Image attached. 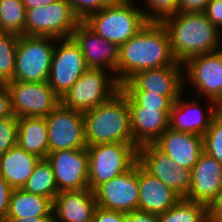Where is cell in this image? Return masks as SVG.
Segmentation results:
<instances>
[{
  "label": "cell",
  "mask_w": 222,
  "mask_h": 222,
  "mask_svg": "<svg viewBox=\"0 0 222 222\" xmlns=\"http://www.w3.org/2000/svg\"><path fill=\"white\" fill-rule=\"evenodd\" d=\"M175 62L165 28L160 22L149 21L119 47L118 74L114 77L121 85L140 71L171 66Z\"/></svg>",
  "instance_id": "1"
},
{
  "label": "cell",
  "mask_w": 222,
  "mask_h": 222,
  "mask_svg": "<svg viewBox=\"0 0 222 222\" xmlns=\"http://www.w3.org/2000/svg\"><path fill=\"white\" fill-rule=\"evenodd\" d=\"M160 23L168 34L170 49L177 62L183 64L190 57L219 50L221 32L204 12H177Z\"/></svg>",
  "instance_id": "2"
},
{
  "label": "cell",
  "mask_w": 222,
  "mask_h": 222,
  "mask_svg": "<svg viewBox=\"0 0 222 222\" xmlns=\"http://www.w3.org/2000/svg\"><path fill=\"white\" fill-rule=\"evenodd\" d=\"M87 146L101 143H134L127 94L120 88L109 100L83 112Z\"/></svg>",
  "instance_id": "3"
},
{
  "label": "cell",
  "mask_w": 222,
  "mask_h": 222,
  "mask_svg": "<svg viewBox=\"0 0 222 222\" xmlns=\"http://www.w3.org/2000/svg\"><path fill=\"white\" fill-rule=\"evenodd\" d=\"M135 7L134 3L111 2L83 22L97 35L120 47L149 22L144 16L146 11Z\"/></svg>",
  "instance_id": "4"
},
{
  "label": "cell",
  "mask_w": 222,
  "mask_h": 222,
  "mask_svg": "<svg viewBox=\"0 0 222 222\" xmlns=\"http://www.w3.org/2000/svg\"><path fill=\"white\" fill-rule=\"evenodd\" d=\"M134 143H101L87 146L88 188L94 191L99 185L129 170L137 162Z\"/></svg>",
  "instance_id": "5"
},
{
  "label": "cell",
  "mask_w": 222,
  "mask_h": 222,
  "mask_svg": "<svg viewBox=\"0 0 222 222\" xmlns=\"http://www.w3.org/2000/svg\"><path fill=\"white\" fill-rule=\"evenodd\" d=\"M53 40L60 42L50 36H18L15 72L11 81H48L55 48Z\"/></svg>",
  "instance_id": "6"
},
{
  "label": "cell",
  "mask_w": 222,
  "mask_h": 222,
  "mask_svg": "<svg viewBox=\"0 0 222 222\" xmlns=\"http://www.w3.org/2000/svg\"><path fill=\"white\" fill-rule=\"evenodd\" d=\"M103 69L88 68L75 84L61 97L67 108L85 112L109 100L121 85Z\"/></svg>",
  "instance_id": "7"
},
{
  "label": "cell",
  "mask_w": 222,
  "mask_h": 222,
  "mask_svg": "<svg viewBox=\"0 0 222 222\" xmlns=\"http://www.w3.org/2000/svg\"><path fill=\"white\" fill-rule=\"evenodd\" d=\"M80 22L68 0H57L45 7L26 9L24 35L70 38Z\"/></svg>",
  "instance_id": "8"
},
{
  "label": "cell",
  "mask_w": 222,
  "mask_h": 222,
  "mask_svg": "<svg viewBox=\"0 0 222 222\" xmlns=\"http://www.w3.org/2000/svg\"><path fill=\"white\" fill-rule=\"evenodd\" d=\"M6 86L11 94L12 112L17 117H46L61 103L47 81H9Z\"/></svg>",
  "instance_id": "9"
},
{
  "label": "cell",
  "mask_w": 222,
  "mask_h": 222,
  "mask_svg": "<svg viewBox=\"0 0 222 222\" xmlns=\"http://www.w3.org/2000/svg\"><path fill=\"white\" fill-rule=\"evenodd\" d=\"M48 131V154L58 150L83 149L84 114L61 103L45 117Z\"/></svg>",
  "instance_id": "10"
},
{
  "label": "cell",
  "mask_w": 222,
  "mask_h": 222,
  "mask_svg": "<svg viewBox=\"0 0 222 222\" xmlns=\"http://www.w3.org/2000/svg\"><path fill=\"white\" fill-rule=\"evenodd\" d=\"M59 40L63 43L60 42V46L55 44L47 82L61 98L88 68L72 37Z\"/></svg>",
  "instance_id": "11"
},
{
  "label": "cell",
  "mask_w": 222,
  "mask_h": 222,
  "mask_svg": "<svg viewBox=\"0 0 222 222\" xmlns=\"http://www.w3.org/2000/svg\"><path fill=\"white\" fill-rule=\"evenodd\" d=\"M137 162L181 198L187 196L191 184V170L176 167L175 162L153 143H147L137 148Z\"/></svg>",
  "instance_id": "12"
},
{
  "label": "cell",
  "mask_w": 222,
  "mask_h": 222,
  "mask_svg": "<svg viewBox=\"0 0 222 222\" xmlns=\"http://www.w3.org/2000/svg\"><path fill=\"white\" fill-rule=\"evenodd\" d=\"M93 192L99 207L123 213L138 210V162L125 173L102 183Z\"/></svg>",
  "instance_id": "13"
},
{
  "label": "cell",
  "mask_w": 222,
  "mask_h": 222,
  "mask_svg": "<svg viewBox=\"0 0 222 222\" xmlns=\"http://www.w3.org/2000/svg\"><path fill=\"white\" fill-rule=\"evenodd\" d=\"M185 63L188 81L202 91L211 104L222 106V49L190 57L183 65Z\"/></svg>",
  "instance_id": "14"
},
{
  "label": "cell",
  "mask_w": 222,
  "mask_h": 222,
  "mask_svg": "<svg viewBox=\"0 0 222 222\" xmlns=\"http://www.w3.org/2000/svg\"><path fill=\"white\" fill-rule=\"evenodd\" d=\"M59 192L88 188V149L58 150L47 155Z\"/></svg>",
  "instance_id": "15"
},
{
  "label": "cell",
  "mask_w": 222,
  "mask_h": 222,
  "mask_svg": "<svg viewBox=\"0 0 222 222\" xmlns=\"http://www.w3.org/2000/svg\"><path fill=\"white\" fill-rule=\"evenodd\" d=\"M180 70H182V63L177 61L171 66L143 70L121 84V89L123 91H148V93H157L166 97H179L184 88V78H182Z\"/></svg>",
  "instance_id": "16"
},
{
  "label": "cell",
  "mask_w": 222,
  "mask_h": 222,
  "mask_svg": "<svg viewBox=\"0 0 222 222\" xmlns=\"http://www.w3.org/2000/svg\"><path fill=\"white\" fill-rule=\"evenodd\" d=\"M83 53L87 68L112 70L116 74L119 46L97 35L84 22L74 29L72 36Z\"/></svg>",
  "instance_id": "17"
},
{
  "label": "cell",
  "mask_w": 222,
  "mask_h": 222,
  "mask_svg": "<svg viewBox=\"0 0 222 222\" xmlns=\"http://www.w3.org/2000/svg\"><path fill=\"white\" fill-rule=\"evenodd\" d=\"M222 194V164L203 152L191 170V184L184 198L208 206Z\"/></svg>",
  "instance_id": "18"
},
{
  "label": "cell",
  "mask_w": 222,
  "mask_h": 222,
  "mask_svg": "<svg viewBox=\"0 0 222 222\" xmlns=\"http://www.w3.org/2000/svg\"><path fill=\"white\" fill-rule=\"evenodd\" d=\"M159 150L173 160L176 167L189 170L195 166L204 152L203 136L179 132L168 128L154 143Z\"/></svg>",
  "instance_id": "19"
},
{
  "label": "cell",
  "mask_w": 222,
  "mask_h": 222,
  "mask_svg": "<svg viewBox=\"0 0 222 222\" xmlns=\"http://www.w3.org/2000/svg\"><path fill=\"white\" fill-rule=\"evenodd\" d=\"M127 102L132 137L137 147L154 143L169 128L171 110L139 107L128 95Z\"/></svg>",
  "instance_id": "20"
},
{
  "label": "cell",
  "mask_w": 222,
  "mask_h": 222,
  "mask_svg": "<svg viewBox=\"0 0 222 222\" xmlns=\"http://www.w3.org/2000/svg\"><path fill=\"white\" fill-rule=\"evenodd\" d=\"M96 208L94 192L89 188L59 192L53 201L56 222H92Z\"/></svg>",
  "instance_id": "21"
},
{
  "label": "cell",
  "mask_w": 222,
  "mask_h": 222,
  "mask_svg": "<svg viewBox=\"0 0 222 222\" xmlns=\"http://www.w3.org/2000/svg\"><path fill=\"white\" fill-rule=\"evenodd\" d=\"M139 204L138 210L162 214L174 206L181 197L160 179L148 173L138 163Z\"/></svg>",
  "instance_id": "22"
},
{
  "label": "cell",
  "mask_w": 222,
  "mask_h": 222,
  "mask_svg": "<svg viewBox=\"0 0 222 222\" xmlns=\"http://www.w3.org/2000/svg\"><path fill=\"white\" fill-rule=\"evenodd\" d=\"M210 107L206 116L199 109L197 101L190 100L185 102L184 99L182 101V95H180L170 111L169 128L179 132H188L203 136L219 109L218 104H213ZM190 109L193 111V114ZM189 111H191V115H189Z\"/></svg>",
  "instance_id": "23"
},
{
  "label": "cell",
  "mask_w": 222,
  "mask_h": 222,
  "mask_svg": "<svg viewBox=\"0 0 222 222\" xmlns=\"http://www.w3.org/2000/svg\"><path fill=\"white\" fill-rule=\"evenodd\" d=\"M42 158L18 145L0 155V175L14 189H22Z\"/></svg>",
  "instance_id": "24"
},
{
  "label": "cell",
  "mask_w": 222,
  "mask_h": 222,
  "mask_svg": "<svg viewBox=\"0 0 222 222\" xmlns=\"http://www.w3.org/2000/svg\"><path fill=\"white\" fill-rule=\"evenodd\" d=\"M17 145L42 159L48 155V131L45 117H18Z\"/></svg>",
  "instance_id": "25"
},
{
  "label": "cell",
  "mask_w": 222,
  "mask_h": 222,
  "mask_svg": "<svg viewBox=\"0 0 222 222\" xmlns=\"http://www.w3.org/2000/svg\"><path fill=\"white\" fill-rule=\"evenodd\" d=\"M55 216L53 201L50 198L32 194L23 189H14L10 195L6 217H45Z\"/></svg>",
  "instance_id": "26"
},
{
  "label": "cell",
  "mask_w": 222,
  "mask_h": 222,
  "mask_svg": "<svg viewBox=\"0 0 222 222\" xmlns=\"http://www.w3.org/2000/svg\"><path fill=\"white\" fill-rule=\"evenodd\" d=\"M32 194L41 195L54 201L59 193L52 165L47 159H41L22 188Z\"/></svg>",
  "instance_id": "27"
},
{
  "label": "cell",
  "mask_w": 222,
  "mask_h": 222,
  "mask_svg": "<svg viewBox=\"0 0 222 222\" xmlns=\"http://www.w3.org/2000/svg\"><path fill=\"white\" fill-rule=\"evenodd\" d=\"M158 222H208L207 206L181 198L170 209L158 215Z\"/></svg>",
  "instance_id": "28"
},
{
  "label": "cell",
  "mask_w": 222,
  "mask_h": 222,
  "mask_svg": "<svg viewBox=\"0 0 222 222\" xmlns=\"http://www.w3.org/2000/svg\"><path fill=\"white\" fill-rule=\"evenodd\" d=\"M26 8L21 0H0V32L24 35Z\"/></svg>",
  "instance_id": "29"
},
{
  "label": "cell",
  "mask_w": 222,
  "mask_h": 222,
  "mask_svg": "<svg viewBox=\"0 0 222 222\" xmlns=\"http://www.w3.org/2000/svg\"><path fill=\"white\" fill-rule=\"evenodd\" d=\"M18 36L0 32V84H6L13 79Z\"/></svg>",
  "instance_id": "30"
},
{
  "label": "cell",
  "mask_w": 222,
  "mask_h": 222,
  "mask_svg": "<svg viewBox=\"0 0 222 222\" xmlns=\"http://www.w3.org/2000/svg\"><path fill=\"white\" fill-rule=\"evenodd\" d=\"M204 152L222 164V115L217 112L203 135Z\"/></svg>",
  "instance_id": "31"
},
{
  "label": "cell",
  "mask_w": 222,
  "mask_h": 222,
  "mask_svg": "<svg viewBox=\"0 0 222 222\" xmlns=\"http://www.w3.org/2000/svg\"><path fill=\"white\" fill-rule=\"evenodd\" d=\"M139 107L171 110L178 97H166L148 91H124Z\"/></svg>",
  "instance_id": "32"
},
{
  "label": "cell",
  "mask_w": 222,
  "mask_h": 222,
  "mask_svg": "<svg viewBox=\"0 0 222 222\" xmlns=\"http://www.w3.org/2000/svg\"><path fill=\"white\" fill-rule=\"evenodd\" d=\"M18 117L12 116L0 119V155L17 145Z\"/></svg>",
  "instance_id": "33"
},
{
  "label": "cell",
  "mask_w": 222,
  "mask_h": 222,
  "mask_svg": "<svg viewBox=\"0 0 222 222\" xmlns=\"http://www.w3.org/2000/svg\"><path fill=\"white\" fill-rule=\"evenodd\" d=\"M149 10L152 13H145L144 16L148 21L160 22L162 19L176 14L178 12V1L179 0H145Z\"/></svg>",
  "instance_id": "34"
},
{
  "label": "cell",
  "mask_w": 222,
  "mask_h": 222,
  "mask_svg": "<svg viewBox=\"0 0 222 222\" xmlns=\"http://www.w3.org/2000/svg\"><path fill=\"white\" fill-rule=\"evenodd\" d=\"M76 17L85 21L90 15L110 4L111 0H68Z\"/></svg>",
  "instance_id": "35"
},
{
  "label": "cell",
  "mask_w": 222,
  "mask_h": 222,
  "mask_svg": "<svg viewBox=\"0 0 222 222\" xmlns=\"http://www.w3.org/2000/svg\"><path fill=\"white\" fill-rule=\"evenodd\" d=\"M12 190L8 182L0 175V222L6 220Z\"/></svg>",
  "instance_id": "36"
},
{
  "label": "cell",
  "mask_w": 222,
  "mask_h": 222,
  "mask_svg": "<svg viewBox=\"0 0 222 222\" xmlns=\"http://www.w3.org/2000/svg\"><path fill=\"white\" fill-rule=\"evenodd\" d=\"M92 222H125V213L97 206Z\"/></svg>",
  "instance_id": "37"
},
{
  "label": "cell",
  "mask_w": 222,
  "mask_h": 222,
  "mask_svg": "<svg viewBox=\"0 0 222 222\" xmlns=\"http://www.w3.org/2000/svg\"><path fill=\"white\" fill-rule=\"evenodd\" d=\"M207 19L218 29L222 27V0H211L205 11Z\"/></svg>",
  "instance_id": "38"
},
{
  "label": "cell",
  "mask_w": 222,
  "mask_h": 222,
  "mask_svg": "<svg viewBox=\"0 0 222 222\" xmlns=\"http://www.w3.org/2000/svg\"><path fill=\"white\" fill-rule=\"evenodd\" d=\"M211 0H179L178 12L180 13H196L204 12Z\"/></svg>",
  "instance_id": "39"
},
{
  "label": "cell",
  "mask_w": 222,
  "mask_h": 222,
  "mask_svg": "<svg viewBox=\"0 0 222 222\" xmlns=\"http://www.w3.org/2000/svg\"><path fill=\"white\" fill-rule=\"evenodd\" d=\"M11 94L6 84L0 85V119L12 116Z\"/></svg>",
  "instance_id": "40"
},
{
  "label": "cell",
  "mask_w": 222,
  "mask_h": 222,
  "mask_svg": "<svg viewBox=\"0 0 222 222\" xmlns=\"http://www.w3.org/2000/svg\"><path fill=\"white\" fill-rule=\"evenodd\" d=\"M125 222H158V215L134 210L129 213H125Z\"/></svg>",
  "instance_id": "41"
},
{
  "label": "cell",
  "mask_w": 222,
  "mask_h": 222,
  "mask_svg": "<svg viewBox=\"0 0 222 222\" xmlns=\"http://www.w3.org/2000/svg\"><path fill=\"white\" fill-rule=\"evenodd\" d=\"M208 222H222V194L207 206Z\"/></svg>",
  "instance_id": "42"
},
{
  "label": "cell",
  "mask_w": 222,
  "mask_h": 222,
  "mask_svg": "<svg viewBox=\"0 0 222 222\" xmlns=\"http://www.w3.org/2000/svg\"><path fill=\"white\" fill-rule=\"evenodd\" d=\"M5 222H56L55 216L45 217H6Z\"/></svg>",
  "instance_id": "43"
},
{
  "label": "cell",
  "mask_w": 222,
  "mask_h": 222,
  "mask_svg": "<svg viewBox=\"0 0 222 222\" xmlns=\"http://www.w3.org/2000/svg\"><path fill=\"white\" fill-rule=\"evenodd\" d=\"M57 0H21L26 9L45 7Z\"/></svg>",
  "instance_id": "44"
},
{
  "label": "cell",
  "mask_w": 222,
  "mask_h": 222,
  "mask_svg": "<svg viewBox=\"0 0 222 222\" xmlns=\"http://www.w3.org/2000/svg\"><path fill=\"white\" fill-rule=\"evenodd\" d=\"M113 3H133L132 0H111Z\"/></svg>",
  "instance_id": "45"
},
{
  "label": "cell",
  "mask_w": 222,
  "mask_h": 222,
  "mask_svg": "<svg viewBox=\"0 0 222 222\" xmlns=\"http://www.w3.org/2000/svg\"><path fill=\"white\" fill-rule=\"evenodd\" d=\"M218 112L222 115V106H219Z\"/></svg>",
  "instance_id": "46"
}]
</instances>
